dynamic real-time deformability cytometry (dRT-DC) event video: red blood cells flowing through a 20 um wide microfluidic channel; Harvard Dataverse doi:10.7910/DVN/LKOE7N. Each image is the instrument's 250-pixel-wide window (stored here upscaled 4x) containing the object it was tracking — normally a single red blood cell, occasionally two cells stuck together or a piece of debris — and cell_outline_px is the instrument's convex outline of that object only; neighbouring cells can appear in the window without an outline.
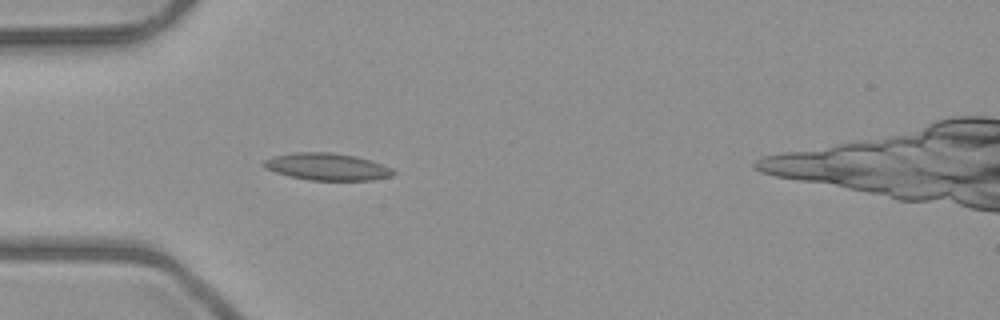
{"species": "common noctule bat (a hibernating species)", "species_latin": "Nyctalus noctula", "temperature_condition": "room temperature", "stored_images_in_passage": 1, "camera_frame_rate_fps": 3000, "um_per_image_px": 0.085, "animal": {"sex": "male", "body_mass_g": 23.1, "forearm_length_mm": 52.7}, "frame": {"image": 1, "passage_image": 1, "time_ms": 0.0, "image_size_px": [1000, 320], "cell_outline_px": [[396, 172], [392, 176], [372, 180], [308, 180], [288, 176], [264, 168], [260, 164], [264, 160], [272, 156], [292, 152], [332, 152], [356, 156], [392, 168]], "centroid_in_image_um": [27.74, 14.17], "position_along_channel_um": 57.3, "area_um2": 20.58}}